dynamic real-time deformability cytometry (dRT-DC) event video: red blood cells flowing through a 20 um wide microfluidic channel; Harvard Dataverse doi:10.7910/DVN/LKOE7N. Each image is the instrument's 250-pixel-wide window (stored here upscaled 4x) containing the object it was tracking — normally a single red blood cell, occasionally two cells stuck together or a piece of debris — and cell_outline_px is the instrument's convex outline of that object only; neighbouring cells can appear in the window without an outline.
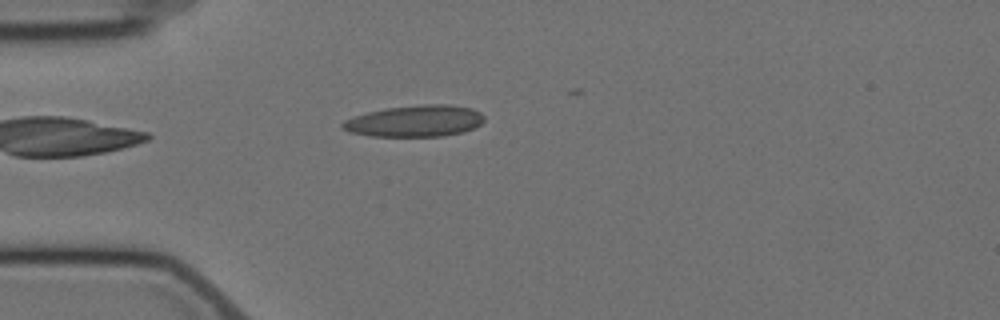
{"species": "Egyptian fruit bat (a non-hibernating species)", "species_latin": "Rousettus aegyptiacus", "temperature_condition": "cold", "stored_images_in_passage": 2, "camera_frame_rate_fps": 3000, "um_per_image_px": 0.085, "animal": {"sex": "female"}, "frame": {"image": 1, "passage_image": 1, "time_ms": 0.0, "image_size_px": [1000, 320], "cell_outline_px": [[484, 120], [480, 124], [464, 132], [444, 136], [372, 136], [348, 132], [340, 128], [340, 124], [344, 120], [368, 112], [388, 108], [424, 104], [448, 104], [472, 108], [480, 112], [484, 116]], "centroid_in_image_um": [35.27, 10.29], "position_along_channel_um": 49.7, "area_um2": 26.01}}